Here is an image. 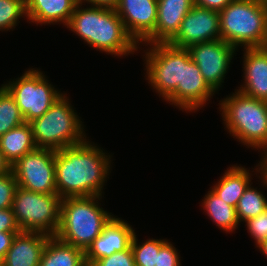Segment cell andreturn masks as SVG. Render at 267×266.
<instances>
[{"mask_svg": "<svg viewBox=\"0 0 267 266\" xmlns=\"http://www.w3.org/2000/svg\"><path fill=\"white\" fill-rule=\"evenodd\" d=\"M83 3L91 4L92 6H101L108 8H115L117 6L118 0H80Z\"/></svg>", "mask_w": 267, "mask_h": 266, "instance_id": "d590c367", "label": "cell"}, {"mask_svg": "<svg viewBox=\"0 0 267 266\" xmlns=\"http://www.w3.org/2000/svg\"><path fill=\"white\" fill-rule=\"evenodd\" d=\"M215 91L206 83L198 65L192 61L189 51L183 48L182 84L165 100L179 110L195 112L206 106ZM212 96V97H211Z\"/></svg>", "mask_w": 267, "mask_h": 266, "instance_id": "7c38bea8", "label": "cell"}, {"mask_svg": "<svg viewBox=\"0 0 267 266\" xmlns=\"http://www.w3.org/2000/svg\"><path fill=\"white\" fill-rule=\"evenodd\" d=\"M80 0H25L27 22L40 25L61 24L67 27Z\"/></svg>", "mask_w": 267, "mask_h": 266, "instance_id": "d6986e66", "label": "cell"}, {"mask_svg": "<svg viewBox=\"0 0 267 266\" xmlns=\"http://www.w3.org/2000/svg\"><path fill=\"white\" fill-rule=\"evenodd\" d=\"M247 232L252 236L256 247L267 239V210L245 221Z\"/></svg>", "mask_w": 267, "mask_h": 266, "instance_id": "f1b7e54d", "label": "cell"}, {"mask_svg": "<svg viewBox=\"0 0 267 266\" xmlns=\"http://www.w3.org/2000/svg\"><path fill=\"white\" fill-rule=\"evenodd\" d=\"M136 236V233H134L131 241L135 266H155L157 253L168 240L149 238L140 243Z\"/></svg>", "mask_w": 267, "mask_h": 266, "instance_id": "484cf974", "label": "cell"}, {"mask_svg": "<svg viewBox=\"0 0 267 266\" xmlns=\"http://www.w3.org/2000/svg\"><path fill=\"white\" fill-rule=\"evenodd\" d=\"M14 97L24 121L41 117L64 93L54 88L38 68L2 84Z\"/></svg>", "mask_w": 267, "mask_h": 266, "instance_id": "ba28073f", "label": "cell"}, {"mask_svg": "<svg viewBox=\"0 0 267 266\" xmlns=\"http://www.w3.org/2000/svg\"><path fill=\"white\" fill-rule=\"evenodd\" d=\"M64 93L41 116L29 122L37 148L60 150L82 143L87 137L70 99Z\"/></svg>", "mask_w": 267, "mask_h": 266, "instance_id": "8992f818", "label": "cell"}, {"mask_svg": "<svg viewBox=\"0 0 267 266\" xmlns=\"http://www.w3.org/2000/svg\"><path fill=\"white\" fill-rule=\"evenodd\" d=\"M252 172H256L255 174L257 176L259 174L261 175V176H258L262 183L261 186L263 185L262 186L263 188L264 187L267 188V153L263 155V157H261V161H259V163L255 166V169L253 168Z\"/></svg>", "mask_w": 267, "mask_h": 266, "instance_id": "e575fe53", "label": "cell"}, {"mask_svg": "<svg viewBox=\"0 0 267 266\" xmlns=\"http://www.w3.org/2000/svg\"><path fill=\"white\" fill-rule=\"evenodd\" d=\"M114 216L104 227L101 234L85 251L87 266L96 260L109 257L115 252H122L131 246L135 229L124 219Z\"/></svg>", "mask_w": 267, "mask_h": 266, "instance_id": "9a60e30c", "label": "cell"}, {"mask_svg": "<svg viewBox=\"0 0 267 266\" xmlns=\"http://www.w3.org/2000/svg\"><path fill=\"white\" fill-rule=\"evenodd\" d=\"M149 45V46H148ZM146 80L153 91L166 100L182 84L183 48L169 43L144 44Z\"/></svg>", "mask_w": 267, "mask_h": 266, "instance_id": "9c48e42d", "label": "cell"}, {"mask_svg": "<svg viewBox=\"0 0 267 266\" xmlns=\"http://www.w3.org/2000/svg\"><path fill=\"white\" fill-rule=\"evenodd\" d=\"M12 170V166L6 160L3 152L0 150V175L6 174Z\"/></svg>", "mask_w": 267, "mask_h": 266, "instance_id": "8d00e7d4", "label": "cell"}, {"mask_svg": "<svg viewBox=\"0 0 267 266\" xmlns=\"http://www.w3.org/2000/svg\"><path fill=\"white\" fill-rule=\"evenodd\" d=\"M101 198L102 196H88L62 199L60 224L55 236L86 251L114 217L100 207Z\"/></svg>", "mask_w": 267, "mask_h": 266, "instance_id": "277c9868", "label": "cell"}, {"mask_svg": "<svg viewBox=\"0 0 267 266\" xmlns=\"http://www.w3.org/2000/svg\"><path fill=\"white\" fill-rule=\"evenodd\" d=\"M62 198L57 193L42 194L17 187L12 210L21 231L55 236Z\"/></svg>", "mask_w": 267, "mask_h": 266, "instance_id": "52a82bcc", "label": "cell"}, {"mask_svg": "<svg viewBox=\"0 0 267 266\" xmlns=\"http://www.w3.org/2000/svg\"><path fill=\"white\" fill-rule=\"evenodd\" d=\"M21 17H27L25 0H0V31L15 30Z\"/></svg>", "mask_w": 267, "mask_h": 266, "instance_id": "4316f807", "label": "cell"}, {"mask_svg": "<svg viewBox=\"0 0 267 266\" xmlns=\"http://www.w3.org/2000/svg\"><path fill=\"white\" fill-rule=\"evenodd\" d=\"M178 250L174 245L167 241L157 253L155 266H181Z\"/></svg>", "mask_w": 267, "mask_h": 266, "instance_id": "4dcf8cb0", "label": "cell"}, {"mask_svg": "<svg viewBox=\"0 0 267 266\" xmlns=\"http://www.w3.org/2000/svg\"><path fill=\"white\" fill-rule=\"evenodd\" d=\"M18 186L37 193L56 191L55 150L36 148L12 165Z\"/></svg>", "mask_w": 267, "mask_h": 266, "instance_id": "30bf717a", "label": "cell"}, {"mask_svg": "<svg viewBox=\"0 0 267 266\" xmlns=\"http://www.w3.org/2000/svg\"><path fill=\"white\" fill-rule=\"evenodd\" d=\"M248 185L243 195L240 197L236 206V212L239 222H245L249 218L256 217L267 210V199L266 195L262 191L257 190Z\"/></svg>", "mask_w": 267, "mask_h": 266, "instance_id": "cb8c5ba5", "label": "cell"}, {"mask_svg": "<svg viewBox=\"0 0 267 266\" xmlns=\"http://www.w3.org/2000/svg\"><path fill=\"white\" fill-rule=\"evenodd\" d=\"M36 148L32 128L27 122L12 128L0 137V150L11 166Z\"/></svg>", "mask_w": 267, "mask_h": 266, "instance_id": "7402d4cb", "label": "cell"}, {"mask_svg": "<svg viewBox=\"0 0 267 266\" xmlns=\"http://www.w3.org/2000/svg\"><path fill=\"white\" fill-rule=\"evenodd\" d=\"M111 158L112 155L88 139L55 150L57 194L62 199L102 196L111 173Z\"/></svg>", "mask_w": 267, "mask_h": 266, "instance_id": "6da1fadb", "label": "cell"}, {"mask_svg": "<svg viewBox=\"0 0 267 266\" xmlns=\"http://www.w3.org/2000/svg\"><path fill=\"white\" fill-rule=\"evenodd\" d=\"M202 201L203 210L220 230L230 233L238 229L240 222L235 207L227 204L211 189Z\"/></svg>", "mask_w": 267, "mask_h": 266, "instance_id": "603a6c76", "label": "cell"}, {"mask_svg": "<svg viewBox=\"0 0 267 266\" xmlns=\"http://www.w3.org/2000/svg\"><path fill=\"white\" fill-rule=\"evenodd\" d=\"M219 105L230 135L248 148L262 150L263 157L267 153V102L235 90L220 100Z\"/></svg>", "mask_w": 267, "mask_h": 266, "instance_id": "3957f363", "label": "cell"}, {"mask_svg": "<svg viewBox=\"0 0 267 266\" xmlns=\"http://www.w3.org/2000/svg\"><path fill=\"white\" fill-rule=\"evenodd\" d=\"M0 232H21L12 208L0 209Z\"/></svg>", "mask_w": 267, "mask_h": 266, "instance_id": "1f68e13d", "label": "cell"}, {"mask_svg": "<svg viewBox=\"0 0 267 266\" xmlns=\"http://www.w3.org/2000/svg\"><path fill=\"white\" fill-rule=\"evenodd\" d=\"M39 266H87L85 251L50 236Z\"/></svg>", "mask_w": 267, "mask_h": 266, "instance_id": "44dd1931", "label": "cell"}, {"mask_svg": "<svg viewBox=\"0 0 267 266\" xmlns=\"http://www.w3.org/2000/svg\"><path fill=\"white\" fill-rule=\"evenodd\" d=\"M253 1L267 5V0H253Z\"/></svg>", "mask_w": 267, "mask_h": 266, "instance_id": "f35d334b", "label": "cell"}, {"mask_svg": "<svg viewBox=\"0 0 267 266\" xmlns=\"http://www.w3.org/2000/svg\"><path fill=\"white\" fill-rule=\"evenodd\" d=\"M219 12L194 5L181 22L176 35L168 42L178 48L221 39Z\"/></svg>", "mask_w": 267, "mask_h": 266, "instance_id": "4fadbf2b", "label": "cell"}, {"mask_svg": "<svg viewBox=\"0 0 267 266\" xmlns=\"http://www.w3.org/2000/svg\"><path fill=\"white\" fill-rule=\"evenodd\" d=\"M91 266H135L131 246L122 252L96 260Z\"/></svg>", "mask_w": 267, "mask_h": 266, "instance_id": "f546056e", "label": "cell"}, {"mask_svg": "<svg viewBox=\"0 0 267 266\" xmlns=\"http://www.w3.org/2000/svg\"><path fill=\"white\" fill-rule=\"evenodd\" d=\"M80 1L72 13L67 28L92 48L115 56H128L140 47L126 32L115 8L81 7Z\"/></svg>", "mask_w": 267, "mask_h": 266, "instance_id": "7a4b0ae2", "label": "cell"}, {"mask_svg": "<svg viewBox=\"0 0 267 266\" xmlns=\"http://www.w3.org/2000/svg\"><path fill=\"white\" fill-rule=\"evenodd\" d=\"M17 233L19 232H0V264L11 247Z\"/></svg>", "mask_w": 267, "mask_h": 266, "instance_id": "836d02e7", "label": "cell"}, {"mask_svg": "<svg viewBox=\"0 0 267 266\" xmlns=\"http://www.w3.org/2000/svg\"><path fill=\"white\" fill-rule=\"evenodd\" d=\"M115 11L128 35L139 46L154 33L157 22V0H118Z\"/></svg>", "mask_w": 267, "mask_h": 266, "instance_id": "5bb4252c", "label": "cell"}, {"mask_svg": "<svg viewBox=\"0 0 267 266\" xmlns=\"http://www.w3.org/2000/svg\"><path fill=\"white\" fill-rule=\"evenodd\" d=\"M241 165H231L224 172L223 176L211 186V190L216 193L227 204L236 208L240 197L252 180L250 169Z\"/></svg>", "mask_w": 267, "mask_h": 266, "instance_id": "ffe728a7", "label": "cell"}, {"mask_svg": "<svg viewBox=\"0 0 267 266\" xmlns=\"http://www.w3.org/2000/svg\"><path fill=\"white\" fill-rule=\"evenodd\" d=\"M24 118L20 113L14 97L1 85L0 87V137L17 126L23 124Z\"/></svg>", "mask_w": 267, "mask_h": 266, "instance_id": "d4e9b609", "label": "cell"}, {"mask_svg": "<svg viewBox=\"0 0 267 266\" xmlns=\"http://www.w3.org/2000/svg\"><path fill=\"white\" fill-rule=\"evenodd\" d=\"M50 236L39 232L21 231L16 234L1 266H39Z\"/></svg>", "mask_w": 267, "mask_h": 266, "instance_id": "ac0fdd59", "label": "cell"}, {"mask_svg": "<svg viewBox=\"0 0 267 266\" xmlns=\"http://www.w3.org/2000/svg\"><path fill=\"white\" fill-rule=\"evenodd\" d=\"M233 0H194V5L220 12Z\"/></svg>", "mask_w": 267, "mask_h": 266, "instance_id": "d6a6232c", "label": "cell"}, {"mask_svg": "<svg viewBox=\"0 0 267 266\" xmlns=\"http://www.w3.org/2000/svg\"><path fill=\"white\" fill-rule=\"evenodd\" d=\"M206 83L217 93L238 50L224 40L197 43L187 48Z\"/></svg>", "mask_w": 267, "mask_h": 266, "instance_id": "8fae6325", "label": "cell"}, {"mask_svg": "<svg viewBox=\"0 0 267 266\" xmlns=\"http://www.w3.org/2000/svg\"><path fill=\"white\" fill-rule=\"evenodd\" d=\"M244 82L237 91L267 102V47L244 48Z\"/></svg>", "mask_w": 267, "mask_h": 266, "instance_id": "2e32d148", "label": "cell"}, {"mask_svg": "<svg viewBox=\"0 0 267 266\" xmlns=\"http://www.w3.org/2000/svg\"><path fill=\"white\" fill-rule=\"evenodd\" d=\"M194 6V0H157L154 33L143 43H168L179 31L181 22Z\"/></svg>", "mask_w": 267, "mask_h": 266, "instance_id": "e0dca14e", "label": "cell"}, {"mask_svg": "<svg viewBox=\"0 0 267 266\" xmlns=\"http://www.w3.org/2000/svg\"><path fill=\"white\" fill-rule=\"evenodd\" d=\"M221 39L238 50L267 47V5L233 0L219 12Z\"/></svg>", "mask_w": 267, "mask_h": 266, "instance_id": "5b68a950", "label": "cell"}, {"mask_svg": "<svg viewBox=\"0 0 267 266\" xmlns=\"http://www.w3.org/2000/svg\"><path fill=\"white\" fill-rule=\"evenodd\" d=\"M257 248L260 250L261 253L265 255L267 258V239H265L262 243H260Z\"/></svg>", "mask_w": 267, "mask_h": 266, "instance_id": "74e56055", "label": "cell"}, {"mask_svg": "<svg viewBox=\"0 0 267 266\" xmlns=\"http://www.w3.org/2000/svg\"><path fill=\"white\" fill-rule=\"evenodd\" d=\"M18 183L13 171L0 175V209L12 208Z\"/></svg>", "mask_w": 267, "mask_h": 266, "instance_id": "83f0119b", "label": "cell"}]
</instances>
